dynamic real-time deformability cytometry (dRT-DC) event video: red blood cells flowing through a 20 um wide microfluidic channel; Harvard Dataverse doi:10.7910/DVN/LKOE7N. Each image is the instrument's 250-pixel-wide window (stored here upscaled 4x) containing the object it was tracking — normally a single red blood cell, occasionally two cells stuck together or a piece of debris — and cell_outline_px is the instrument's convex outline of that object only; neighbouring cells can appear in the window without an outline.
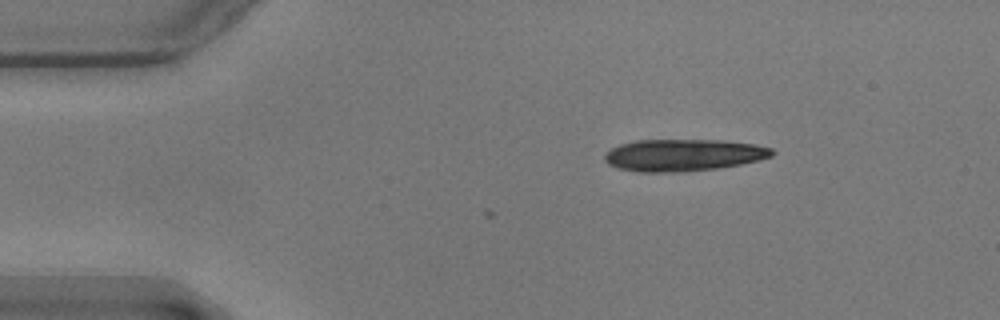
{"species": "common noctule bat (a hibernating species)", "species_latin": "Nyctalus noctula", "temperature_condition": "warm", "stored_images_in_passage": 4, "camera_frame_rate_fps": 3000, "um_per_image_px": 0.085, "animal": {"sex": "male", "body_mass_g": 17.9}, "frame": {"image": 1, "passage_image": 1, "time_ms": 0.0, "image_size_px": [1000, 320], "cell_outline_px": [[776, 152], [772, 156], [760, 160], [720, 168], [684, 172], [640, 172], [616, 168], [608, 164], [604, 160], [604, 156], [612, 148], [620, 144], [636, 140], [724, 140], [752, 144], [772, 148]], "centroid_in_image_um": [58.09, 13.19], "position_along_channel_um": 26.9, "area_um2": 31.39}}